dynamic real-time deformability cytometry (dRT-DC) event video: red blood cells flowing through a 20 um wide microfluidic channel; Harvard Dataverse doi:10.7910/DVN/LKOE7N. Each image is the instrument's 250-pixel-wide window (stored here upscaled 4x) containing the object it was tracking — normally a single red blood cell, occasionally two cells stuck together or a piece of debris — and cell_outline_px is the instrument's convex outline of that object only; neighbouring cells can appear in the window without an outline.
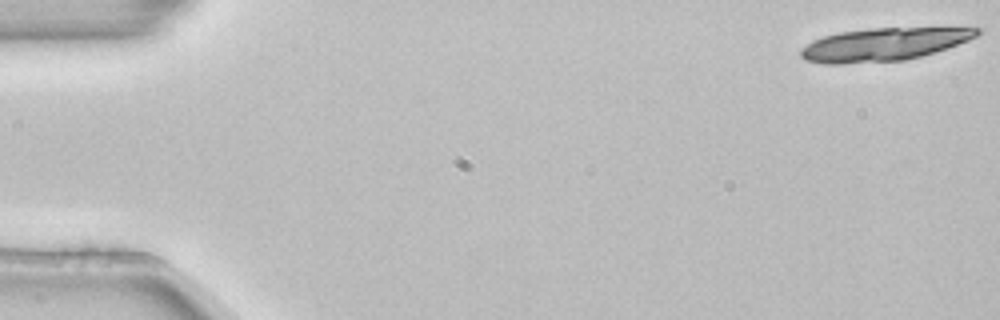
{"species": "common noctule bat (a hibernating species)", "species_latin": "Nyctalus noctula", "temperature_condition": "room temperature", "stored_images_in_passage": 4, "camera_frame_rate_fps": 3000, "um_per_image_px": 0.085, "animal": {"sex": "female", "body_mass_g": 22.7, "forearm_length_mm": 54.2}, "frame": {"image": 1, "passage_image": 1, "time_ms": 0.0, "image_size_px": [1000, 320], "cell_outline_px": [[980, 32], [976, 36], [968, 40], [948, 48], [920, 56], [904, 60], [840, 64], [824, 64], [804, 60], [800, 56], [800, 48], [824, 36], [840, 32], [872, 28], [980, 28]], "centroid_in_image_um": [75.07, 3.78], "position_along_channel_um": 9.9, "area_um2": 33.47}}
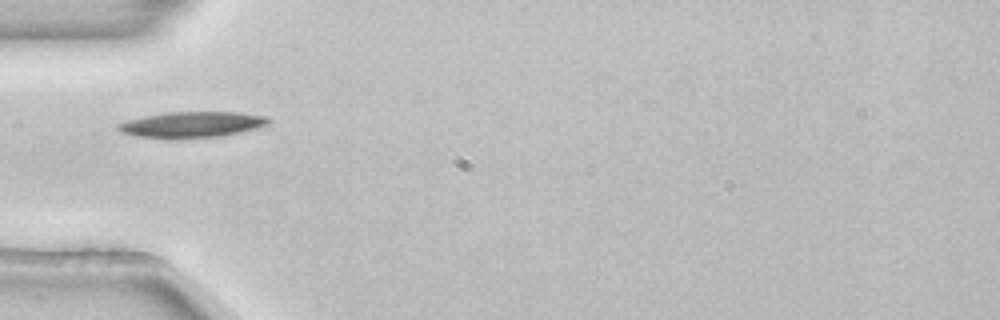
{"frame": {"image": 2, "passage_image": 4, "time_ms": 1.0, "image_size_px": [1000, 320], "cell_outline_px": [[272, 120], [268, 124], [256, 128], [240, 132], [220, 136], [172, 140], [136, 136], [124, 132], [116, 128], [116, 124], [128, 120], [144, 116], [168, 112], [236, 112], [268, 116]], "centroid_in_image_um": [16.31, 10.6], "position_along_channel_um": 68.7, "area_um2": 22.95}}